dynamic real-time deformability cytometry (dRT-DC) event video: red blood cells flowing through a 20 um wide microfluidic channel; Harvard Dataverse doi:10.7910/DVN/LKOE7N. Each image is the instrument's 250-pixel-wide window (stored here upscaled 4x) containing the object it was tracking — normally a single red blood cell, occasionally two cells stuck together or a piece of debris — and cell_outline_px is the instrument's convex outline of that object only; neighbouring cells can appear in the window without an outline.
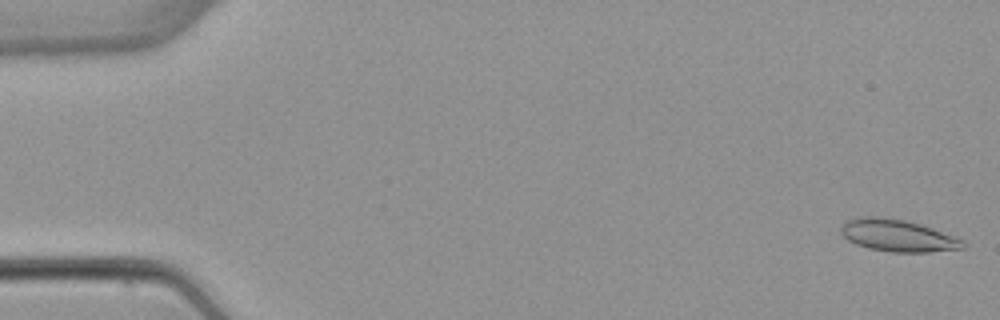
{"species": "common noctule bat (a hibernating species)", "species_latin": "Nyctalus noctula", "temperature_condition": "warm", "stored_images_in_passage": 4, "camera_frame_rate_fps": 3000, "um_per_image_px": 0.085, "animal": {"sex": "female", "body_mass_g": 22.7, "forearm_length_mm": 54.2}, "frame": {"image": 1, "passage_image": 1, "time_ms": 0.0, "image_size_px": [1000, 320], "cell_outline_px": [[968, 244], [964, 248], [928, 252], [892, 252], [868, 248], [856, 244], [848, 240], [840, 232], [840, 228], [844, 220], [860, 216], [876, 216], [904, 220], [920, 224], [932, 228], [964, 240]], "centroid_in_image_um": [76.28, 20.02], "position_along_channel_um": 8.7, "area_um2": 22.89}}
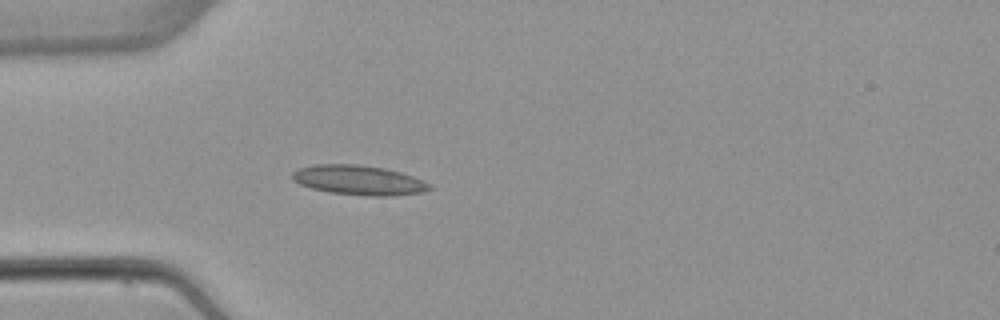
{"frame": {"image": 2, "passage_image": 4, "time_ms": 4.667, "image_size_px": [1000, 320], "cell_outline_px": [[432, 188], [424, 192], [392, 196], [372, 196], [328, 192], [312, 188], [300, 184], [292, 180], [292, 172], [300, 168], [316, 164], [356, 164], [384, 168], [400, 172], [412, 176], [428, 184]], "centroid_in_image_um": [30.47, 15.31], "position_along_channel_um": 54.5, "area_um2": 23.52}}